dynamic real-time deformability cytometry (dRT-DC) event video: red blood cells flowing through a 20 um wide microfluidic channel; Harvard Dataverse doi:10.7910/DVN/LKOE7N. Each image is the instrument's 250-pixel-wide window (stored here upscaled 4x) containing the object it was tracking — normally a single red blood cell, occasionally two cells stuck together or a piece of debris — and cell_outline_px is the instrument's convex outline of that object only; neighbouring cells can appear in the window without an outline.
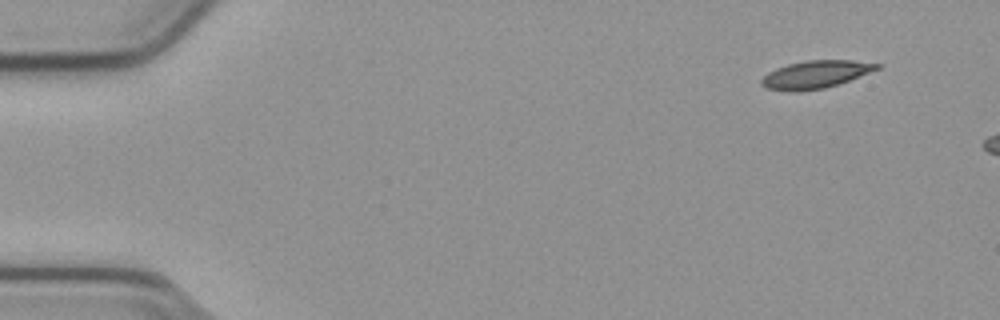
{"species": "common noctule bat (a hibernating species)", "species_latin": "Nyctalus noctula", "temperature_condition": "cold", "stored_images_in_passage": 7, "camera_frame_rate_fps": 3000, "um_per_image_px": 0.085, "animal": {"sex": "male", "body_mass_g": 23.1, "forearm_length_mm": 52.7}, "frame": {"image": 1, "passage_image": 1, "time_ms": 0.0, "image_size_px": [1000, 320], "cell_outline_px": [[880, 68], [848, 80], [824, 88], [800, 92], [788, 92], [764, 88], [760, 84], [760, 80], [768, 72], [776, 68], [788, 64], [808, 60], [852, 60], [880, 64]], "centroid_in_image_um": [69.24, 6.34], "position_along_channel_um": 15.8, "area_um2": 18.61}}